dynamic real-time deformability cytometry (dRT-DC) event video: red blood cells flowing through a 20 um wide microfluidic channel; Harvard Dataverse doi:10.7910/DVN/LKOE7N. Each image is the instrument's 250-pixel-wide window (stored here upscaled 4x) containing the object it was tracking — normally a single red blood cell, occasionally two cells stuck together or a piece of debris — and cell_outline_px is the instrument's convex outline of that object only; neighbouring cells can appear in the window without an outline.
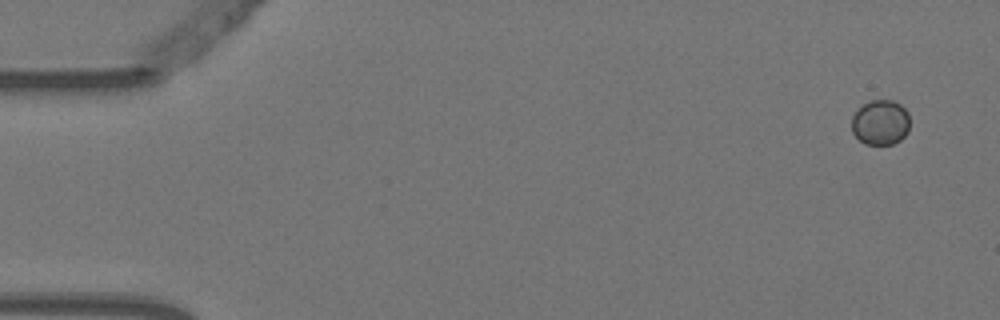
{"species": "Egyptian fruit bat (a non-hibernating species)", "species_latin": "Rousettus aegyptiacus", "temperature_condition": "warm", "stored_images_in_passage": 5, "camera_frame_rate_fps": 3000, "um_per_image_px": 0.085, "animal": {"sex": "female"}, "frame": {"image": 1, "passage_image": 1, "time_ms": 0.0, "image_size_px": [1000, 320], "cell_outline_px": [[908, 132], [900, 140], [892, 144], [864, 144], [852, 132], [852, 116], [864, 104], [872, 100], [892, 100], [900, 104], [908, 112]], "centroid_in_image_um": [74.84, 10.41], "position_along_channel_um": 10.2, "area_um2": 15.14}}
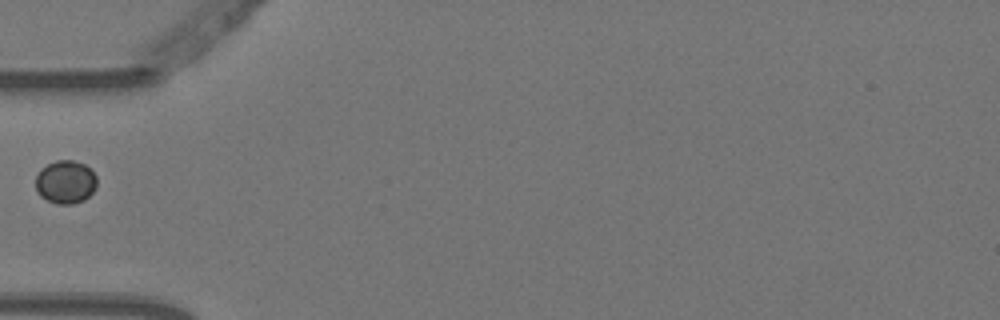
{"frame": {"image": 2, "passage_image": 5, "time_ms": 1.333, "image_size_px": [1000, 320], "cell_outline_px": [[96, 188], [84, 200], [72, 204], [56, 204], [40, 196], [36, 188], [36, 176], [40, 168], [56, 160], [72, 160], [84, 164], [96, 176]], "centroid_in_image_um": [5.56, 15.47], "position_along_channel_um": 79.4, "area_um2": 15.37}}